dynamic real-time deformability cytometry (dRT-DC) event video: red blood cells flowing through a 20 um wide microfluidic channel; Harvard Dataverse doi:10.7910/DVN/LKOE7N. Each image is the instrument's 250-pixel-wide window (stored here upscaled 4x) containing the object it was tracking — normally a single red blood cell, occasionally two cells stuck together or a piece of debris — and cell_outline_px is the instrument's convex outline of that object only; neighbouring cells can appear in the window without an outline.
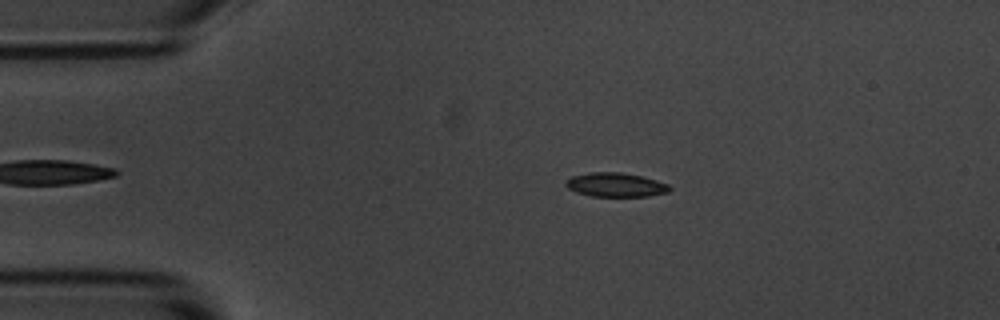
{"species": "common noctule bat (a hibernating species)", "species_latin": "Nyctalus noctula", "temperature_condition": "room temperature", "stored_images_in_passage": 4, "camera_frame_rate_fps": 3000, "um_per_image_px": 0.085, "animal": {"sex": "male", "body_mass_g": 20.1, "forearm_length_mm": 53.5}, "frame": {"image": 1, "passage_image": 2, "time_ms": 1.333, "image_size_px": [1000, 320], "cell_outline_px": [[672, 188], [668, 192], [648, 196], [592, 196], [576, 192], [568, 188], [564, 184], [572, 176], [588, 172], [620, 172], [640, 176], [656, 180], [668, 184]], "centroid_in_image_um": [52.33, 15.71], "position_along_channel_um": 32.7, "area_um2": 14.45}}
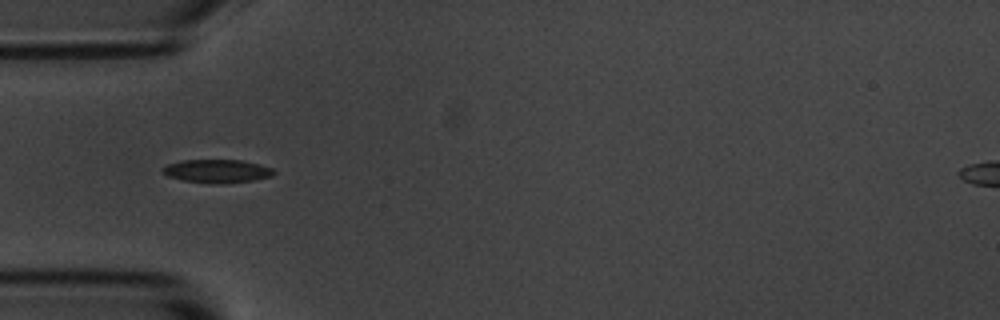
{"frame": {"image": 2, "passage_image": 4, "time_ms": 3.333, "image_size_px": [1000, 320], "cell_outline_px": [[276, 172], [272, 176], [256, 180], [224, 184], [216, 184], [184, 180], [168, 176], [160, 172], [168, 164], [180, 160], [240, 160], [260, 164], [272, 168]], "centroid_in_image_um": [18.49, 14.55], "position_along_channel_um": 66.5, "area_um2": 15.2}}